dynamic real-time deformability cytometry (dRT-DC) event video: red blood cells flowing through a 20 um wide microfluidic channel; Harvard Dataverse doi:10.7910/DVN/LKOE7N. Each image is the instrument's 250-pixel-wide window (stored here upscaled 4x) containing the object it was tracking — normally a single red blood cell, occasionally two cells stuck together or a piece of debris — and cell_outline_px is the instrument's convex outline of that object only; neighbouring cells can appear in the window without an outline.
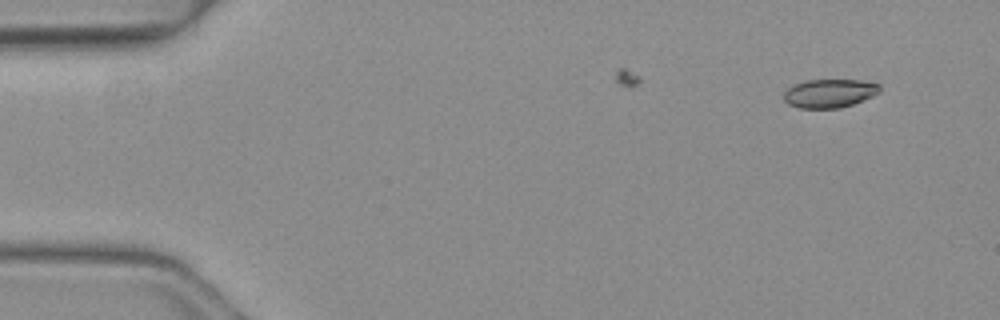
{"species": "common noctule bat (a hibernating species)", "species_latin": "Nyctalus noctula", "temperature_condition": "warm", "stored_images_in_passage": 8, "camera_frame_rate_fps": 3000, "um_per_image_px": 0.085, "animal": {"sex": "female", "body_mass_g": 19.3, "forearm_length_mm": 54.1}, "frame": {"image": 1, "passage_image": 2, "time_ms": 0.333, "image_size_px": [1000, 320], "cell_outline_px": [[880, 92], [864, 100], [840, 108], [800, 108], [788, 104], [784, 100], [784, 92], [788, 88], [796, 84], [808, 80], [860, 80], [880, 84]], "centroid_in_image_um": [70.52, 7.93], "position_along_channel_um": 14.5, "area_um2": 15.9}}